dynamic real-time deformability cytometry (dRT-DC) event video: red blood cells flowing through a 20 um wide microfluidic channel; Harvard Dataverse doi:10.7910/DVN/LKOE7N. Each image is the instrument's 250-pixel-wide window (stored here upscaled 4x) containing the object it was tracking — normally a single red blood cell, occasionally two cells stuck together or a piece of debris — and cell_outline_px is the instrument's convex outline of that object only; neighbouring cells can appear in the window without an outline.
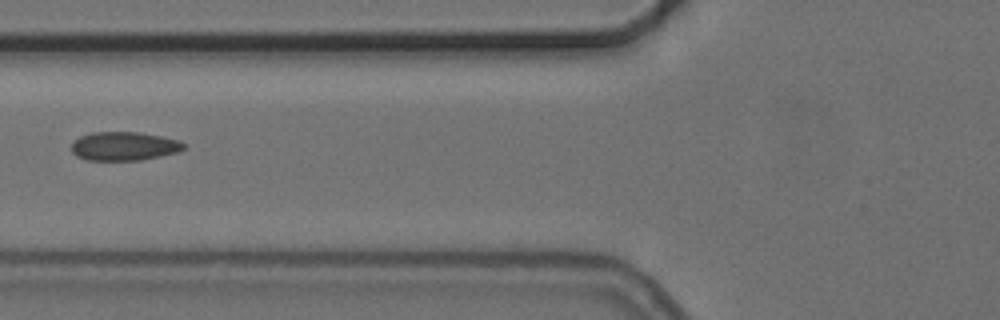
{"species": "common noctule bat (a hibernating species)", "species_latin": "Nyctalus noctula", "temperature_condition": "cold", "stored_images_in_passage": 4, "camera_frame_rate_fps": 3000, "um_per_image_px": 0.085, "animal": {"sex": "female", "body_mass_g": 24.6, "forearm_length_mm": 56.2}, "frame": {"image": 1, "passage_image": 3, "time_ms": 2.333, "image_size_px": [1000, 320], "cell_outline_px": [[188, 144], [184, 148], [176, 152], [160, 156], [140, 160], [88, 160], [76, 156], [72, 152], [72, 144], [80, 136], [92, 132], [140, 132], [160, 136], [176, 140]], "centroid_in_image_um": [10.54, 12.42], "position_along_channel_um": 115.3, "area_um2": 18.67}}
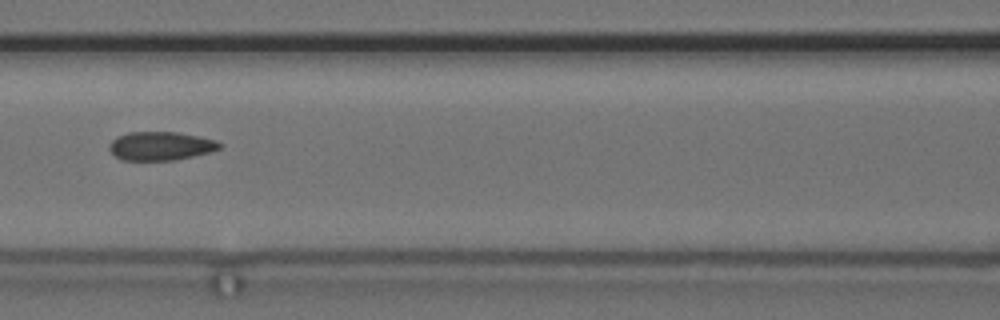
{"frame": {"image": 2, "passage_image": 4, "time_ms": 3.333, "image_size_px": [1000, 320], "cell_outline_px": [[224, 144], [220, 148], [212, 152], [176, 160], [120, 160], [108, 148], [108, 144], [116, 136], [128, 132], [176, 132], [200, 136], [216, 140]], "centroid_in_image_um": [13.67, 12.4], "position_along_channel_um": 152.9, "area_um2": 18.67}}